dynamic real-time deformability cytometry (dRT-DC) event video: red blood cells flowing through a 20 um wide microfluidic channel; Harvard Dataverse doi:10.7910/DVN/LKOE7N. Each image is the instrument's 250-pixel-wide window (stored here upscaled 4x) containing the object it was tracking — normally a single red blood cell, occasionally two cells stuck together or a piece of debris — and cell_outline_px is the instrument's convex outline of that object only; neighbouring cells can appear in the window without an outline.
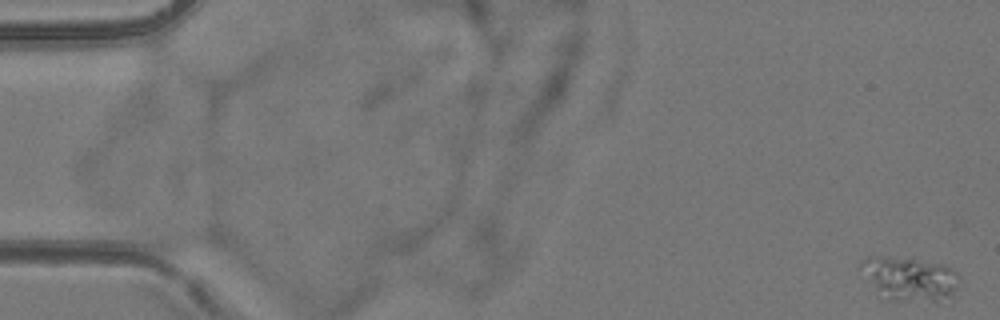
{"species": "common noctule bat (a hibernating species)", "species_latin": "Nyctalus noctula", "temperature_condition": "room temperature", "stored_images_in_passage": 7, "camera_frame_rate_fps": 3000, "um_per_image_px": 0.085, "animal": {"sex": "female", "body_mass_g": 24.6, "forearm_length_mm": 56.2}, "frame": {"image": 1, "passage_image": 1, "time_ms": 0.0, "image_size_px": [1000, 320], "cell_outline_px": [[960, 280], [956, 288], [940, 304], [936, 304], [888, 300], [876, 288], [860, 264], [860, 260], [868, 256], [880, 256], [916, 260], [944, 264], [952, 268], [956, 272]], "centroid_in_image_um": [77.41, 23.73], "position_along_channel_um": 7.6, "area_um2": 24.97}}
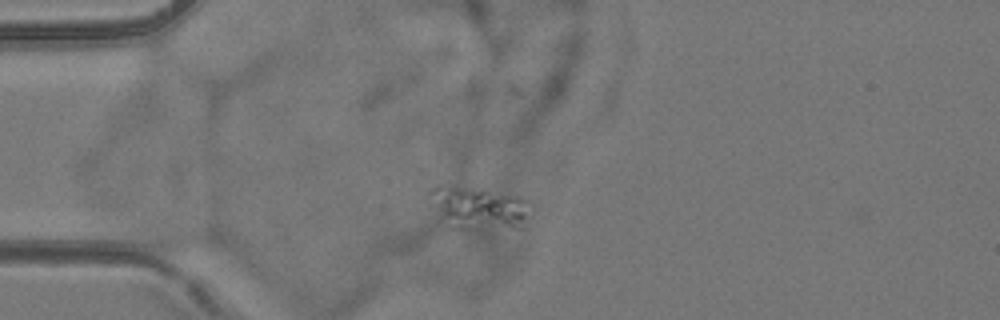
{"frame": {"image": 2, "passage_image": 5, "time_ms": 4.667, "image_size_px": [1000, 320], "cell_outline_px": [[528, 216], [524, 228], [468, 232], [452, 228], [428, 192], [436, 184], [440, 184], [480, 188], [520, 196], [528, 200]], "centroid_in_image_um": [40.79, 17.71], "position_along_channel_um": 44.2, "area_um2": 25.61}}